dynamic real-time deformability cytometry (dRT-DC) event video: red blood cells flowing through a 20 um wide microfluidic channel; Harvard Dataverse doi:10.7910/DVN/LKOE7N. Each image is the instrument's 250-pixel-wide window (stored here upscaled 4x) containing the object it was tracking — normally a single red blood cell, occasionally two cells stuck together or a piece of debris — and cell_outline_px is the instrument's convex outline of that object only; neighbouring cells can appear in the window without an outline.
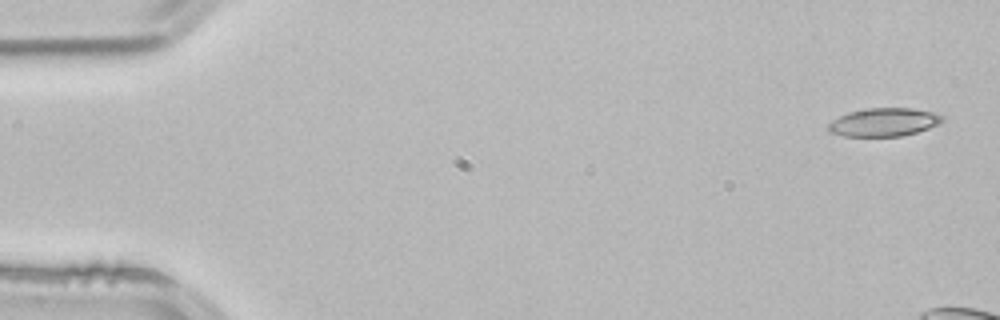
{"species": "common noctule bat (a hibernating species)", "species_latin": "Nyctalus noctula", "temperature_condition": "room temperature", "stored_images_in_passage": 3, "camera_frame_rate_fps": 3000, "um_per_image_px": 0.085, "animal": {"sex": "male", "body_mass_g": 21.5, "forearm_length_mm": 52.0}, "frame": {"image": 1, "passage_image": 1, "time_ms": 0.0, "image_size_px": [1000, 320], "cell_outline_px": [[944, 120], [928, 128], [916, 132], [900, 136], [844, 136], [828, 132], [828, 124], [832, 120], [848, 112], [868, 108], [912, 108], [936, 112], [944, 116]], "centroid_in_image_um": [75.12, 10.38], "position_along_channel_um": 9.9, "area_um2": 18.79}}